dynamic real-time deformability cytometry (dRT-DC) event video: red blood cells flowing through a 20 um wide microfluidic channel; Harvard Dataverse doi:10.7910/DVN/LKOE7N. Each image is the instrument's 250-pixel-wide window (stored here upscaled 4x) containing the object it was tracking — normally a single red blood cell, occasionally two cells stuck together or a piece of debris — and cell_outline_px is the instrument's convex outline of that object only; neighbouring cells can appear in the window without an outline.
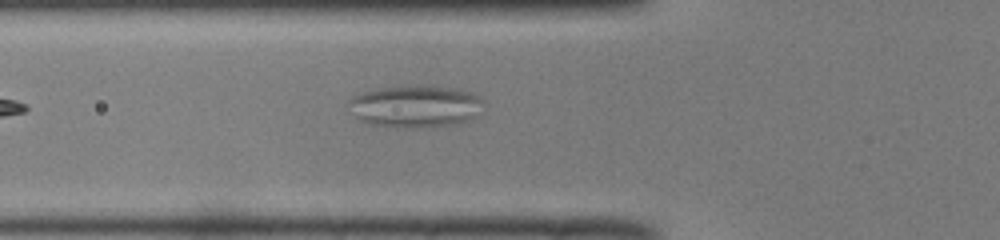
{"species": "common noctule bat (a hibernating species)", "species_latin": "Nyctalus noctula", "temperature_condition": "room temperature", "stored_images_in_passage": 40, "camera_frame_rate_fps": 3000, "um_per_image_px": 0.085, "animal": {"sex": "male", "body_mass_g": 19.0, "forearm_length_mm": 50.8}, "frame": {"image": 1, "passage_image": 5, "time_ms": 1.333, "image_size_px": [1000, 240], "cell_outline_px": [[484, 100], [472, 116], [468, 120], [456, 124], [412, 128], [404, 128], [368, 124], [360, 120], [356, 116], [352, 100], [356, 96], [364, 92], [380, 88], [408, 84], [420, 84], [452, 88], [472, 92], [480, 96]], "centroid_in_image_um": [35.34, 9.02], "position_along_channel_um": 90.5, "area_um2": 32.66}}
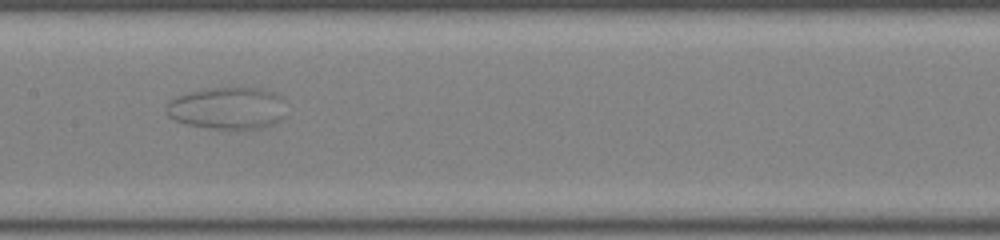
{"frame": {"image": 2, "passage_image": 13, "time_ms": 4.0, "image_size_px": [1000, 240], "cell_outline_px": [[280, 120], [272, 124], [260, 128], [212, 128], [188, 124], [176, 120], [168, 116], [168, 100], [192, 92], [216, 88], [256, 88], [272, 92], [280, 96]], "centroid_in_image_um": [19.28, 9.2], "position_along_channel_um": 188.1, "area_um2": 28.09}}
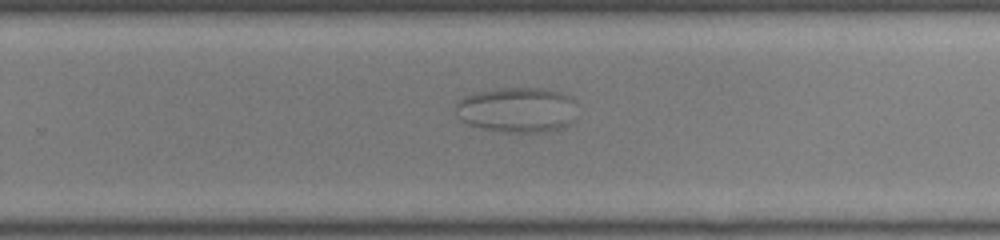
{"frame": {"image": 3, "passage_image": 21, "time_ms": 6.667, "image_size_px": [1000, 240], "cell_outline_px": [[576, 120], [564, 128], [532, 132], [508, 132], [468, 124], [460, 120], [456, 116], [456, 100], [464, 96], [476, 92], [500, 88], [540, 88], [560, 92], [576, 100]], "centroid_in_image_um": [43.98, 9.32], "position_along_channel_um": 285.8, "area_um2": 32.19}}